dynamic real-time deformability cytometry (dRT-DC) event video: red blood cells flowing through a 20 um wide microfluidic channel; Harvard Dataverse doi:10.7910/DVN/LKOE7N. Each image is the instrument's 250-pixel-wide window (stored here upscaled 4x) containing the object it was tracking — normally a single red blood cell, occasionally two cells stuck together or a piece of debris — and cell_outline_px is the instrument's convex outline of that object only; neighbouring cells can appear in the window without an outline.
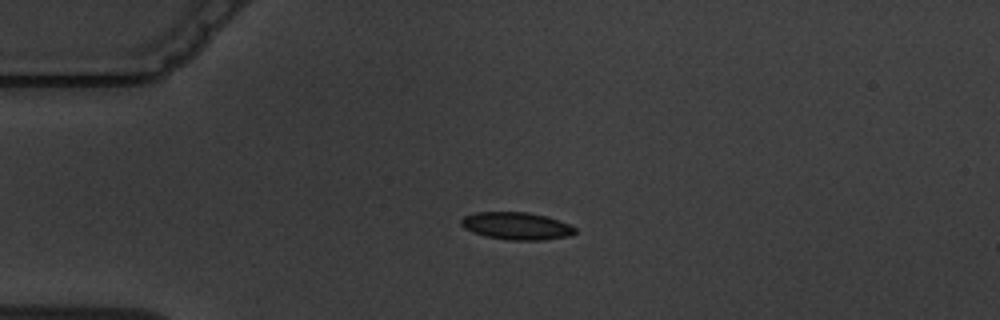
{"species": "common noctule bat (a hibernating species)", "species_latin": "Nyctalus noctula", "temperature_condition": "warm", "stored_images_in_passage": 3, "camera_frame_rate_fps": 3000, "um_per_image_px": 0.085, "animal": {"sex": "male", "body_mass_g": 19.5, "forearm_length_mm": 54.6}, "frame": {"image": 1, "passage_image": 3, "time_ms": 2.333, "image_size_px": [1000, 320], "cell_outline_px": [[576, 232], [572, 236], [544, 240], [508, 240], [484, 236], [472, 232], [464, 228], [460, 224], [460, 220], [464, 216], [476, 212], [528, 212], [548, 216], [568, 224], [576, 228]], "centroid_in_image_um": [43.91, 19.21], "position_along_channel_um": 41.1, "area_um2": 18.44}}